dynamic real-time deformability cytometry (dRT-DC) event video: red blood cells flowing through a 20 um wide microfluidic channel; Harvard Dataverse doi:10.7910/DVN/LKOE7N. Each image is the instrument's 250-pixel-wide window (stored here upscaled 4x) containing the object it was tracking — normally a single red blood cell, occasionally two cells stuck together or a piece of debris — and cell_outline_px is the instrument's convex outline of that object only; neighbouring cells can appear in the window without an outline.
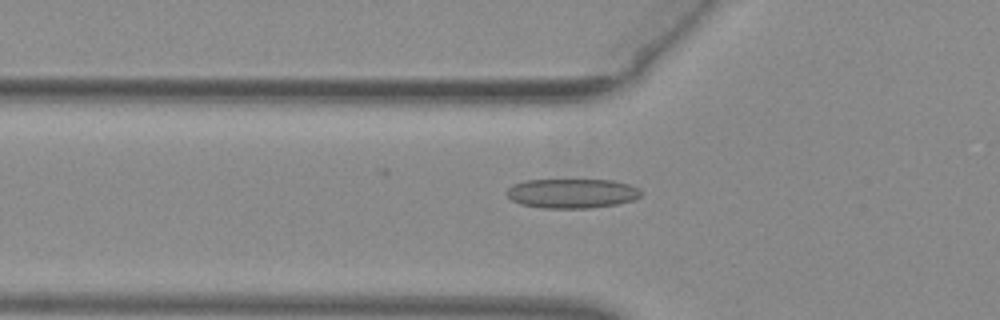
{"species": "common noctule bat (a hibernating species)", "species_latin": "Nyctalus noctula", "temperature_condition": "warm", "stored_images_in_passage": 42, "camera_frame_rate_fps": 3000, "um_per_image_px": 0.085, "animal": {"sex": "female", "body_mass_g": 29.2, "forearm_length_mm": 56.3}, "frame": {"image": 1, "passage_image": 8, "time_ms": 2.333, "image_size_px": [1000, 320], "cell_outline_px": [[644, 192], [640, 196], [632, 200], [616, 204], [588, 208], [544, 208], [520, 204], [512, 200], [508, 196], [508, 188], [512, 184], [524, 180], [612, 180], [628, 184], [640, 188]], "centroid_in_image_um": [48.63, 16.43], "position_along_channel_um": 77.2, "area_um2": 23.06}}
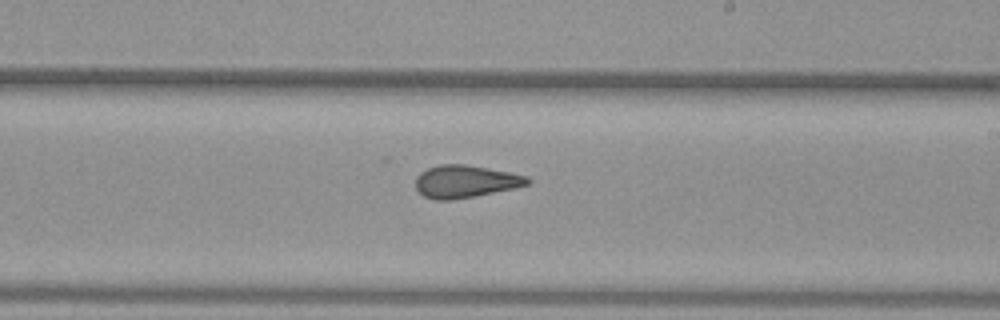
{"frame": {"image": 2, "passage_image": 21, "time_ms": 6.667, "image_size_px": [1000, 320], "cell_outline_px": [[532, 180], [528, 184], [512, 188], [452, 200], [436, 200], [424, 196], [416, 188], [416, 176], [420, 172], [428, 168], [440, 164], [464, 164], [508, 172], [528, 176]], "centroid_in_image_um": [39.52, 15.41], "position_along_channel_um": 249.5, "area_um2": 20.87}}
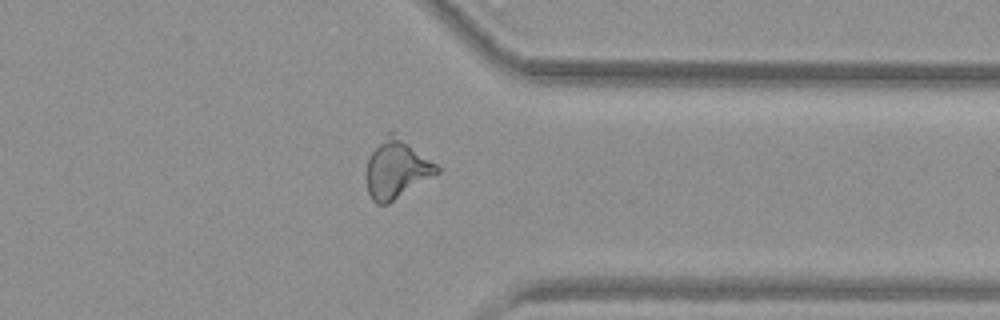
{"frame": {"image": 3, "passage_image": 31, "time_ms": 10.0, "image_size_px": [1000, 320], "cell_outline_px": [[440, 172], [388, 204], [376, 204], [372, 200], [368, 192], [368, 156], [388, 132], [392, 128], [436, 164], [440, 168]], "centroid_in_image_um": [33.73, 14.33], "position_along_channel_um": 377.7, "area_um2": 24.04}}